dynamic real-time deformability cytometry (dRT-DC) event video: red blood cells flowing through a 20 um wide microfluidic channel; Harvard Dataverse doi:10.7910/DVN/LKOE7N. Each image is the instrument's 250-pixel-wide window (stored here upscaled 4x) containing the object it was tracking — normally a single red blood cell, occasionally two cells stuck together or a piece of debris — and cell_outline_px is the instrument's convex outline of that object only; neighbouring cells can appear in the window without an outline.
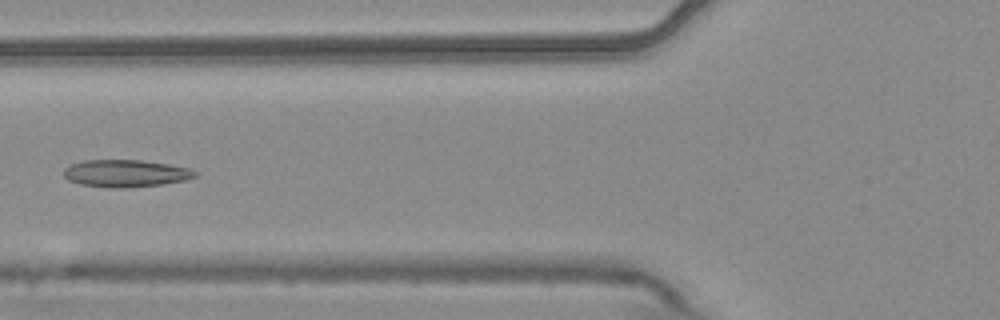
{"species": "common noctule bat (a hibernating species)", "species_latin": "Nyctalus noctula", "temperature_condition": "warm", "stored_images_in_passage": 5, "camera_frame_rate_fps": 3000, "um_per_image_px": 0.085, "animal": {"sex": "male", "body_mass_g": 20.4}, "frame": {"image": 1, "passage_image": 5, "time_ms": 1.333, "image_size_px": [1000, 320], "cell_outline_px": [[200, 172], [196, 176], [184, 180], [164, 184], [124, 188], [116, 188], [80, 184], [68, 180], [64, 176], [64, 168], [68, 164], [84, 160], [140, 160], [168, 164], [192, 168]], "centroid_in_image_um": [10.7, 14.73], "position_along_channel_um": 115.1, "area_um2": 21.04}}